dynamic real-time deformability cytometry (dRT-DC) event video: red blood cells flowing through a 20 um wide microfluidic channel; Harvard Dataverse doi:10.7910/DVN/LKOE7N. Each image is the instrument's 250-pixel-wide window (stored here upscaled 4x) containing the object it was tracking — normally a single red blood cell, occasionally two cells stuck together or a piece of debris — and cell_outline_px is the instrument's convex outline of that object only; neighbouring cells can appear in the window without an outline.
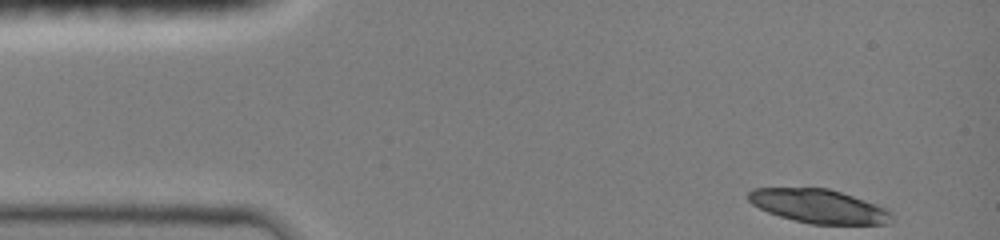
{"species": "common noctule bat (a hibernating species)", "species_latin": "Nyctalus noctula", "temperature_condition": "room temperature", "stored_images_in_passage": 41, "camera_frame_rate_fps": 3000, "um_per_image_px": 0.085, "animal": {"sex": "female", "body_mass_g": 19.0, "forearm_length_mm": 51.5}, "frame": {"image": 1, "passage_image": 1, "time_ms": 0.0, "image_size_px": [1000, 240], "cell_outline_px": [[892, 224], [812, 224], [780, 216], [768, 212], [752, 204], [748, 200], [748, 192], [752, 188], [828, 188], [888, 208], [892, 212]], "centroid_in_image_um": [69.63, 17.53], "position_along_channel_um": 15.4, "area_um2": 28.15}}